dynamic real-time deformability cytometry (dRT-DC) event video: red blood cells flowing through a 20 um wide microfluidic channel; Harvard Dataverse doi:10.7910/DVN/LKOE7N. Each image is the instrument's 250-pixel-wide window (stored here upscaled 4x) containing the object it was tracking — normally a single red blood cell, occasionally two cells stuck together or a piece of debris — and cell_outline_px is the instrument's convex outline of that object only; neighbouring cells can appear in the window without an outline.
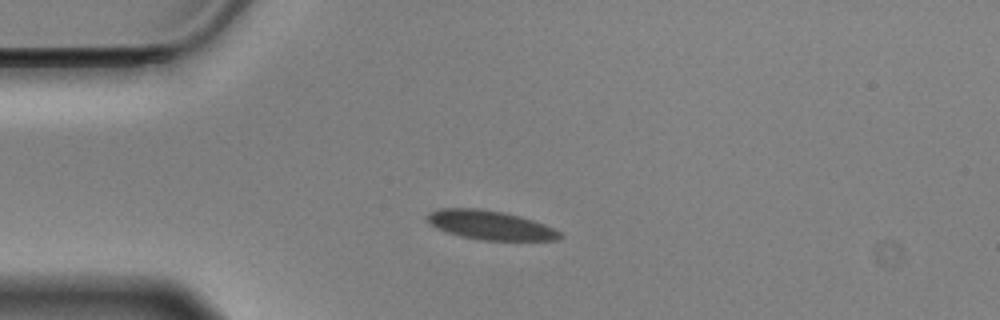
{"species": "Egyptian fruit bat (a non-hibernating species)", "species_latin": "Rousettus aegyptiacus", "temperature_condition": "cold", "stored_images_in_passage": 44, "camera_frame_rate_fps": 3000, "um_per_image_px": 0.085, "animal": {"sex": "male"}, "frame": {"image": 1, "passage_image": 1, "time_ms": 0.0, "image_size_px": [1000, 320], "cell_outline_px": [[564, 236], [560, 240], [480, 240], [460, 236], [436, 228], [424, 216], [428, 212], [440, 208], [476, 208], [504, 212], [532, 220], [544, 224], [560, 232]], "centroid_in_image_um": [41.65, 19.13], "position_along_channel_um": 43.3, "area_um2": 22.43}}
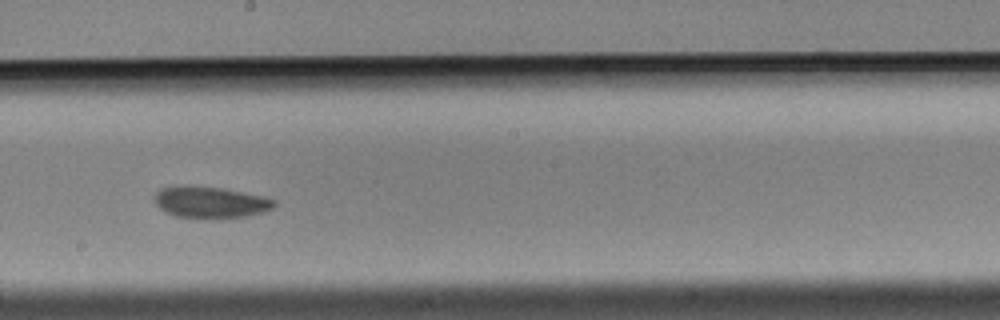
{"frame": {"image": 2, "passage_image": 19, "time_ms": 6.0, "image_size_px": [1000, 320], "cell_outline_px": [[276, 204], [272, 208], [260, 212], [244, 216], [204, 220], [176, 216], [164, 212], [156, 204], [156, 192], [160, 188], [176, 184], [188, 184], [224, 188], [264, 196], [276, 200]], "centroid_in_image_um": [17.83, 17.18], "position_along_channel_um": 230.4, "area_um2": 22.6}}
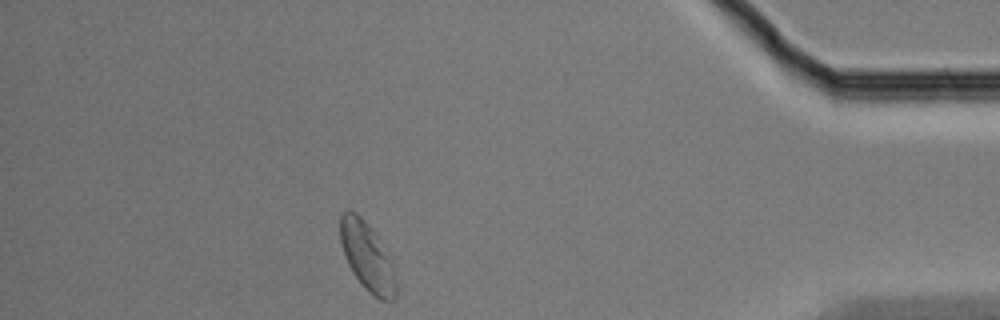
{"frame": {"image": 3, "passage_image": 38, "time_ms": 12.333, "image_size_px": [1000, 320], "cell_outline_px": [[396, 296], [392, 300], [380, 300], [364, 288], [352, 272], [348, 264], [340, 240], [340, 212], [348, 208], [356, 212], [364, 220], [376, 236], [392, 260], [396, 284]], "centroid_in_image_um": [31.19, 21.79], "position_along_channel_um": 404.0, "area_um2": 22.14}, "authors_computed_cell_mechanics": {"area_um2": 22.2819, "velocity_mm_per_s": 3.4643, "shape_relaxation_time_tau1_ms": 3.8013, "shape_relaxation_time_tau2_ms": null, "deformation_change_tau1": 0.0722, "deformation_change_tau2": null}}